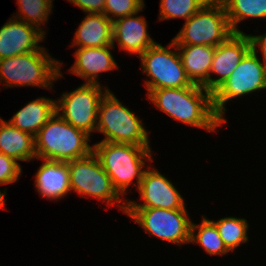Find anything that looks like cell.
<instances>
[{
  "instance_id": "20",
  "label": "cell",
  "mask_w": 266,
  "mask_h": 266,
  "mask_svg": "<svg viewBox=\"0 0 266 266\" xmlns=\"http://www.w3.org/2000/svg\"><path fill=\"white\" fill-rule=\"evenodd\" d=\"M55 113L56 100L39 97L17 111L8 122L35 136Z\"/></svg>"
},
{
  "instance_id": "19",
  "label": "cell",
  "mask_w": 266,
  "mask_h": 266,
  "mask_svg": "<svg viewBox=\"0 0 266 266\" xmlns=\"http://www.w3.org/2000/svg\"><path fill=\"white\" fill-rule=\"evenodd\" d=\"M71 46L77 48L114 46L112 21L102 13H88L76 30Z\"/></svg>"
},
{
  "instance_id": "23",
  "label": "cell",
  "mask_w": 266,
  "mask_h": 266,
  "mask_svg": "<svg viewBox=\"0 0 266 266\" xmlns=\"http://www.w3.org/2000/svg\"><path fill=\"white\" fill-rule=\"evenodd\" d=\"M190 243H198L209 255H225L230 252L215 224L206 217H203L199 225L191 223Z\"/></svg>"
},
{
  "instance_id": "17",
  "label": "cell",
  "mask_w": 266,
  "mask_h": 266,
  "mask_svg": "<svg viewBox=\"0 0 266 266\" xmlns=\"http://www.w3.org/2000/svg\"><path fill=\"white\" fill-rule=\"evenodd\" d=\"M35 176V187L42 197L56 200L70 191L68 162L43 160Z\"/></svg>"
},
{
  "instance_id": "7",
  "label": "cell",
  "mask_w": 266,
  "mask_h": 266,
  "mask_svg": "<svg viewBox=\"0 0 266 266\" xmlns=\"http://www.w3.org/2000/svg\"><path fill=\"white\" fill-rule=\"evenodd\" d=\"M68 169L71 190L80 194L82 198L91 196L100 201L106 200L108 205L117 203L122 211L126 212L127 200H122V196L114 188L112 180L93 151L83 158L68 161ZM121 201L125 203L121 204Z\"/></svg>"
},
{
  "instance_id": "8",
  "label": "cell",
  "mask_w": 266,
  "mask_h": 266,
  "mask_svg": "<svg viewBox=\"0 0 266 266\" xmlns=\"http://www.w3.org/2000/svg\"><path fill=\"white\" fill-rule=\"evenodd\" d=\"M168 47H173L175 50L171 51L155 43L139 56L142 71L151 79L145 81L147 95L154 89L183 88L193 85L184 70L175 42L172 40Z\"/></svg>"
},
{
  "instance_id": "14",
  "label": "cell",
  "mask_w": 266,
  "mask_h": 266,
  "mask_svg": "<svg viewBox=\"0 0 266 266\" xmlns=\"http://www.w3.org/2000/svg\"><path fill=\"white\" fill-rule=\"evenodd\" d=\"M45 35L35 26L22 20L11 19L0 28V60L41 48Z\"/></svg>"
},
{
  "instance_id": "15",
  "label": "cell",
  "mask_w": 266,
  "mask_h": 266,
  "mask_svg": "<svg viewBox=\"0 0 266 266\" xmlns=\"http://www.w3.org/2000/svg\"><path fill=\"white\" fill-rule=\"evenodd\" d=\"M139 12L116 19L112 22V41L118 42L120 49L129 54L141 55L156 42L150 37L148 25ZM137 16V17H136Z\"/></svg>"
},
{
  "instance_id": "6",
  "label": "cell",
  "mask_w": 266,
  "mask_h": 266,
  "mask_svg": "<svg viewBox=\"0 0 266 266\" xmlns=\"http://www.w3.org/2000/svg\"><path fill=\"white\" fill-rule=\"evenodd\" d=\"M234 34L223 3L209 0L185 21L172 39L176 45H207L216 47Z\"/></svg>"
},
{
  "instance_id": "25",
  "label": "cell",
  "mask_w": 266,
  "mask_h": 266,
  "mask_svg": "<svg viewBox=\"0 0 266 266\" xmlns=\"http://www.w3.org/2000/svg\"><path fill=\"white\" fill-rule=\"evenodd\" d=\"M18 13L13 17L29 25L35 26L45 35V30L40 26L45 24L52 10V0H17ZM20 12V13H19ZM19 14V15H18ZM45 22V23H44ZM40 27V28H39Z\"/></svg>"
},
{
  "instance_id": "28",
  "label": "cell",
  "mask_w": 266,
  "mask_h": 266,
  "mask_svg": "<svg viewBox=\"0 0 266 266\" xmlns=\"http://www.w3.org/2000/svg\"><path fill=\"white\" fill-rule=\"evenodd\" d=\"M22 168L18 161L0 153V183L8 185L15 183L21 175Z\"/></svg>"
},
{
  "instance_id": "24",
  "label": "cell",
  "mask_w": 266,
  "mask_h": 266,
  "mask_svg": "<svg viewBox=\"0 0 266 266\" xmlns=\"http://www.w3.org/2000/svg\"><path fill=\"white\" fill-rule=\"evenodd\" d=\"M229 251H234L248 241V223L244 218L224 217L218 221L211 220Z\"/></svg>"
},
{
  "instance_id": "31",
  "label": "cell",
  "mask_w": 266,
  "mask_h": 266,
  "mask_svg": "<svg viewBox=\"0 0 266 266\" xmlns=\"http://www.w3.org/2000/svg\"><path fill=\"white\" fill-rule=\"evenodd\" d=\"M0 185L2 184L0 183ZM5 195H6V191L3 190V193H1L0 191V209L1 210L6 208L5 207Z\"/></svg>"
},
{
  "instance_id": "26",
  "label": "cell",
  "mask_w": 266,
  "mask_h": 266,
  "mask_svg": "<svg viewBox=\"0 0 266 266\" xmlns=\"http://www.w3.org/2000/svg\"><path fill=\"white\" fill-rule=\"evenodd\" d=\"M209 0H161L160 20L183 18L188 20Z\"/></svg>"
},
{
  "instance_id": "30",
  "label": "cell",
  "mask_w": 266,
  "mask_h": 266,
  "mask_svg": "<svg viewBox=\"0 0 266 266\" xmlns=\"http://www.w3.org/2000/svg\"><path fill=\"white\" fill-rule=\"evenodd\" d=\"M251 41V47L253 51H257V46L260 48L263 63L266 65V32L264 35L251 36L249 35Z\"/></svg>"
},
{
  "instance_id": "3",
  "label": "cell",
  "mask_w": 266,
  "mask_h": 266,
  "mask_svg": "<svg viewBox=\"0 0 266 266\" xmlns=\"http://www.w3.org/2000/svg\"><path fill=\"white\" fill-rule=\"evenodd\" d=\"M37 159L68 162L93 151L90 136L55 113L34 136Z\"/></svg>"
},
{
  "instance_id": "21",
  "label": "cell",
  "mask_w": 266,
  "mask_h": 266,
  "mask_svg": "<svg viewBox=\"0 0 266 266\" xmlns=\"http://www.w3.org/2000/svg\"><path fill=\"white\" fill-rule=\"evenodd\" d=\"M0 153L17 161L37 159L34 136L0 117Z\"/></svg>"
},
{
  "instance_id": "29",
  "label": "cell",
  "mask_w": 266,
  "mask_h": 266,
  "mask_svg": "<svg viewBox=\"0 0 266 266\" xmlns=\"http://www.w3.org/2000/svg\"><path fill=\"white\" fill-rule=\"evenodd\" d=\"M79 7L85 13H102L104 14L105 0H68Z\"/></svg>"
},
{
  "instance_id": "22",
  "label": "cell",
  "mask_w": 266,
  "mask_h": 266,
  "mask_svg": "<svg viewBox=\"0 0 266 266\" xmlns=\"http://www.w3.org/2000/svg\"><path fill=\"white\" fill-rule=\"evenodd\" d=\"M234 33H241L238 24L248 18H266V0H220Z\"/></svg>"
},
{
  "instance_id": "27",
  "label": "cell",
  "mask_w": 266,
  "mask_h": 266,
  "mask_svg": "<svg viewBox=\"0 0 266 266\" xmlns=\"http://www.w3.org/2000/svg\"><path fill=\"white\" fill-rule=\"evenodd\" d=\"M144 6V0H105L104 15L114 22L116 19L142 12Z\"/></svg>"
},
{
  "instance_id": "9",
  "label": "cell",
  "mask_w": 266,
  "mask_h": 266,
  "mask_svg": "<svg viewBox=\"0 0 266 266\" xmlns=\"http://www.w3.org/2000/svg\"><path fill=\"white\" fill-rule=\"evenodd\" d=\"M125 213L151 236L178 246L190 243L192 221L186 209L126 208Z\"/></svg>"
},
{
  "instance_id": "13",
  "label": "cell",
  "mask_w": 266,
  "mask_h": 266,
  "mask_svg": "<svg viewBox=\"0 0 266 266\" xmlns=\"http://www.w3.org/2000/svg\"><path fill=\"white\" fill-rule=\"evenodd\" d=\"M252 49L249 35L232 34L225 42L215 47L214 57L208 78V91L212 94L221 86L237 68L239 62ZM211 73L220 77L213 79Z\"/></svg>"
},
{
  "instance_id": "11",
  "label": "cell",
  "mask_w": 266,
  "mask_h": 266,
  "mask_svg": "<svg viewBox=\"0 0 266 266\" xmlns=\"http://www.w3.org/2000/svg\"><path fill=\"white\" fill-rule=\"evenodd\" d=\"M98 83H83L69 93H63L56 101V113L75 128L91 136L96 131L98 107L109 88Z\"/></svg>"
},
{
  "instance_id": "5",
  "label": "cell",
  "mask_w": 266,
  "mask_h": 266,
  "mask_svg": "<svg viewBox=\"0 0 266 266\" xmlns=\"http://www.w3.org/2000/svg\"><path fill=\"white\" fill-rule=\"evenodd\" d=\"M141 122L110 90L101 98L96 131L104 134L105 138L100 142L150 146L148 132Z\"/></svg>"
},
{
  "instance_id": "12",
  "label": "cell",
  "mask_w": 266,
  "mask_h": 266,
  "mask_svg": "<svg viewBox=\"0 0 266 266\" xmlns=\"http://www.w3.org/2000/svg\"><path fill=\"white\" fill-rule=\"evenodd\" d=\"M149 168L152 170H145L138 188L143 203L127 200L126 208L186 209L183 197L171 181L156 169Z\"/></svg>"
},
{
  "instance_id": "18",
  "label": "cell",
  "mask_w": 266,
  "mask_h": 266,
  "mask_svg": "<svg viewBox=\"0 0 266 266\" xmlns=\"http://www.w3.org/2000/svg\"><path fill=\"white\" fill-rule=\"evenodd\" d=\"M182 65L193 84L203 86L208 91V78L215 47L207 45H176Z\"/></svg>"
},
{
  "instance_id": "16",
  "label": "cell",
  "mask_w": 266,
  "mask_h": 266,
  "mask_svg": "<svg viewBox=\"0 0 266 266\" xmlns=\"http://www.w3.org/2000/svg\"><path fill=\"white\" fill-rule=\"evenodd\" d=\"M114 46L77 48L76 61L70 68V73L83 78L86 83L98 84V76L102 72L118 69L110 49Z\"/></svg>"
},
{
  "instance_id": "10",
  "label": "cell",
  "mask_w": 266,
  "mask_h": 266,
  "mask_svg": "<svg viewBox=\"0 0 266 266\" xmlns=\"http://www.w3.org/2000/svg\"><path fill=\"white\" fill-rule=\"evenodd\" d=\"M266 89V65L252 49L245 55L229 78L212 94L215 113L224 121L225 103L232 98Z\"/></svg>"
},
{
  "instance_id": "1",
  "label": "cell",
  "mask_w": 266,
  "mask_h": 266,
  "mask_svg": "<svg viewBox=\"0 0 266 266\" xmlns=\"http://www.w3.org/2000/svg\"><path fill=\"white\" fill-rule=\"evenodd\" d=\"M147 97L172 119L195 128L212 132L225 124L215 113L212 93L203 86L193 84L183 88H159L152 90Z\"/></svg>"
},
{
  "instance_id": "2",
  "label": "cell",
  "mask_w": 266,
  "mask_h": 266,
  "mask_svg": "<svg viewBox=\"0 0 266 266\" xmlns=\"http://www.w3.org/2000/svg\"><path fill=\"white\" fill-rule=\"evenodd\" d=\"M93 152L112 180L114 188L123 196L135 179L138 190L146 167L144 159L153 162L150 146L98 142L93 144Z\"/></svg>"
},
{
  "instance_id": "4",
  "label": "cell",
  "mask_w": 266,
  "mask_h": 266,
  "mask_svg": "<svg viewBox=\"0 0 266 266\" xmlns=\"http://www.w3.org/2000/svg\"><path fill=\"white\" fill-rule=\"evenodd\" d=\"M26 52L0 60V83L4 87L36 86L53 87V81L61 78L62 65L45 50ZM5 82V83H4Z\"/></svg>"
}]
</instances>
